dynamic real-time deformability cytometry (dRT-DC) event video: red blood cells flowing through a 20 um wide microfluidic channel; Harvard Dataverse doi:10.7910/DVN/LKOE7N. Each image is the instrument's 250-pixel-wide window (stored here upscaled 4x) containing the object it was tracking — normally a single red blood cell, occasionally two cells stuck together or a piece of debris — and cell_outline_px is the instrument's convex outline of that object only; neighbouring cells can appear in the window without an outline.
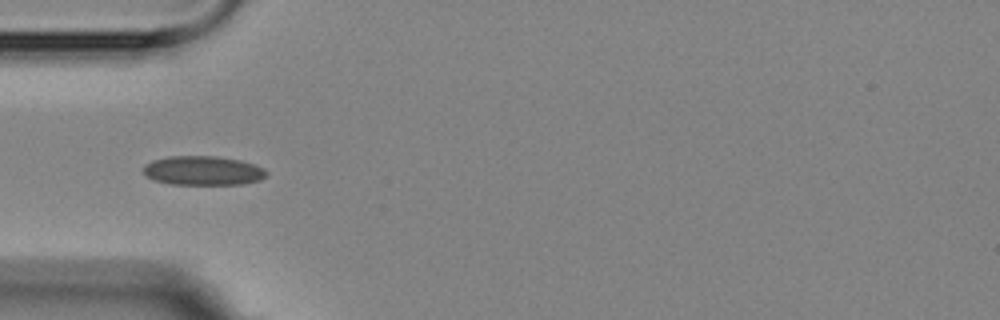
{"species": "Egyptian fruit bat (a non-hibernating species)", "species_latin": "Rousettus aegyptiacus", "temperature_condition": "room temperature", "stored_images_in_passage": 3, "camera_frame_rate_fps": 3000, "um_per_image_px": 0.085, "animal": {"sex": "female"}, "frame": {"image": 1, "passage_image": 2, "time_ms": 1.333, "image_size_px": [1000, 320], "cell_outline_px": [[268, 176], [260, 180], [244, 184], [172, 184], [152, 180], [144, 172], [144, 164], [152, 160], [168, 156], [216, 156], [240, 160], [256, 164], [264, 168], [268, 172]], "centroid_in_image_um": [17.29, 14.5], "position_along_channel_um": 67.7, "area_um2": 21.15}}
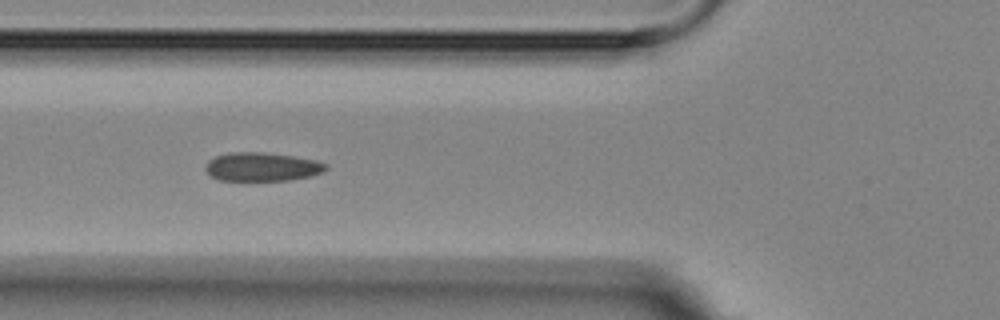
{"frame": {"image": 2, "passage_image": 3, "time_ms": 2.333, "image_size_px": [1000, 320], "cell_outline_px": [[328, 168], [324, 172], [308, 176], [288, 180], [220, 180], [212, 176], [204, 168], [208, 160], [216, 156], [232, 152], [260, 152], [292, 156], [316, 160], [328, 164]], "centroid_in_image_um": [22.28, 14.17], "position_along_channel_um": 103.5, "area_um2": 19.94}}